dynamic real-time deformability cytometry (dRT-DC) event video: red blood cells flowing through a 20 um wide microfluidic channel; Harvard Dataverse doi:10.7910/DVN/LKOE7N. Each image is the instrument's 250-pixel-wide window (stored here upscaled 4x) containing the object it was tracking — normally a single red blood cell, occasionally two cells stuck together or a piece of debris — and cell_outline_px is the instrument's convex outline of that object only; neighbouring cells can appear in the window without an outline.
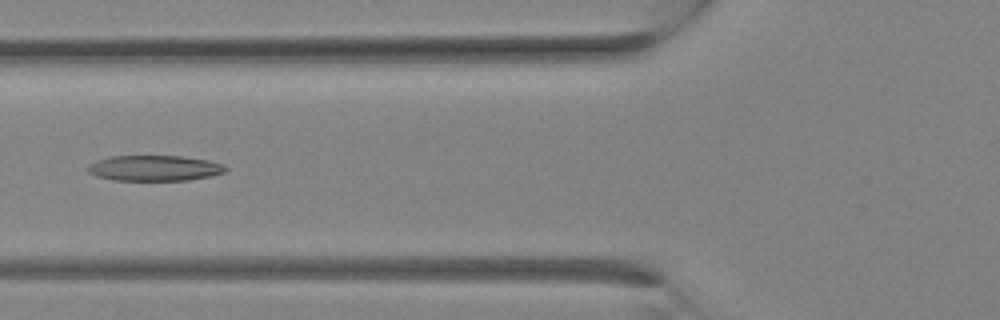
{"species": "Egyptian fruit bat (a non-hibernating species)", "species_latin": "Rousettus aegyptiacus", "temperature_condition": "room temperature", "stored_images_in_passage": 11, "camera_frame_rate_fps": 3000, "um_per_image_px": 0.085, "animal": {"sex": "female"}, "frame": {"image": 1, "passage_image": 10, "time_ms": 3.0, "image_size_px": [1000, 320], "cell_outline_px": [[228, 168], [224, 172], [212, 176], [188, 180], [112, 180], [96, 176], [88, 172], [84, 168], [88, 164], [96, 160], [112, 156], [184, 156], [208, 160], [224, 164]], "centroid_in_image_um": [13.11, 14.29], "position_along_channel_um": 112.7, "area_um2": 20.75}}